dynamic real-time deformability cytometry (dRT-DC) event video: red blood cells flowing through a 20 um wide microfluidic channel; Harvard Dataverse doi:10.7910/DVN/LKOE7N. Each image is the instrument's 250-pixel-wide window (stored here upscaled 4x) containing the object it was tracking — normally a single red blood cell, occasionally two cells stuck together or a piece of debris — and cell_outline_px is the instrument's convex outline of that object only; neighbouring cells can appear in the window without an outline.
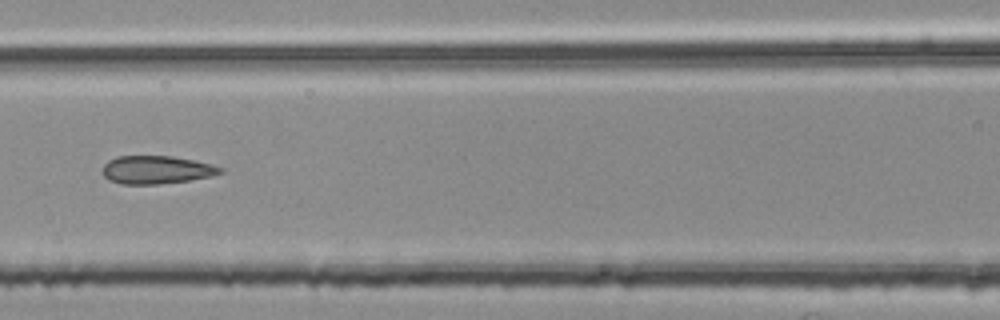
{"species": "common noctule bat (a hibernating species)", "species_latin": "Nyctalus noctula", "temperature_condition": "room temperature", "stored_images_in_passage": 44, "segment_of_instrument_passage": [2, 2], "camera_frame_rate_fps": 3000, "um_per_image_px": 0.085, "animal": {"sex": "female", "body_mass_g": 25.1}, "frame": {"image": 1, "passage_image": 14, "time_ms": 4.333, "image_size_px": [1000, 320], "cell_outline_px": [[224, 172], [212, 176], [188, 180], [156, 184], [120, 184], [108, 180], [104, 176], [104, 164], [108, 160], [116, 156], [172, 156], [192, 160], [224, 168]], "centroid_in_image_um": [13.28, 14.43], "position_along_channel_um": 153.3, "area_um2": 19.13}}
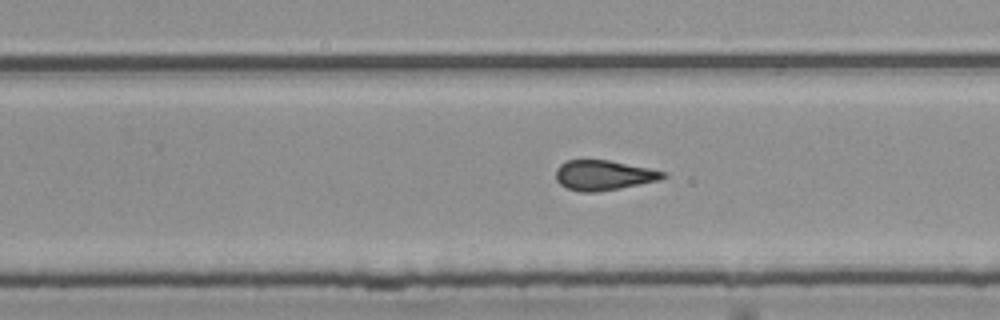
{"frame": {"image": 2, "passage_image": 24, "time_ms": 7.667, "image_size_px": [1000, 320], "cell_outline_px": [[668, 176], [656, 180], [596, 192], [580, 192], [568, 188], [560, 184], [556, 180], [556, 168], [560, 164], [568, 160], [608, 160], [668, 172]], "centroid_in_image_um": [51.27, 14.88], "position_along_channel_um": 278.5, "area_um2": 18.38}}
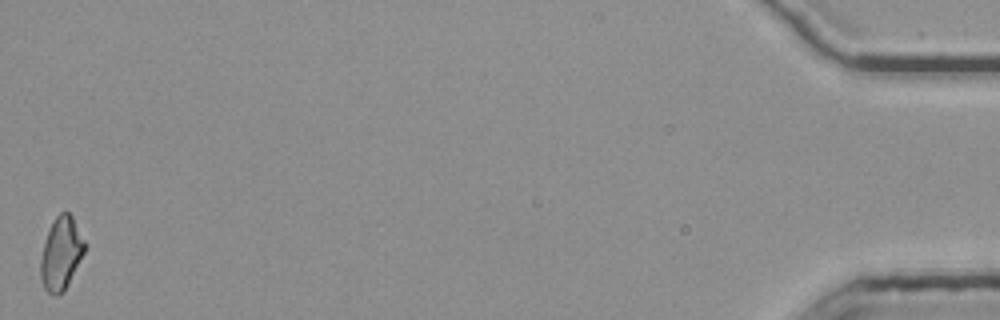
{"frame": {"image": 3, "passage_image": 44, "time_ms": 14.333, "image_size_px": [1000, 320], "cell_outline_px": [[88, 244], [64, 292], [56, 296], [52, 296], [44, 288], [40, 276], [40, 260], [44, 244], [48, 232], [56, 216], [60, 212], [68, 212], [72, 216]], "centroid_in_image_um": [5.21, 21.56], "position_along_channel_um": 430.0, "area_um2": 18.73}}